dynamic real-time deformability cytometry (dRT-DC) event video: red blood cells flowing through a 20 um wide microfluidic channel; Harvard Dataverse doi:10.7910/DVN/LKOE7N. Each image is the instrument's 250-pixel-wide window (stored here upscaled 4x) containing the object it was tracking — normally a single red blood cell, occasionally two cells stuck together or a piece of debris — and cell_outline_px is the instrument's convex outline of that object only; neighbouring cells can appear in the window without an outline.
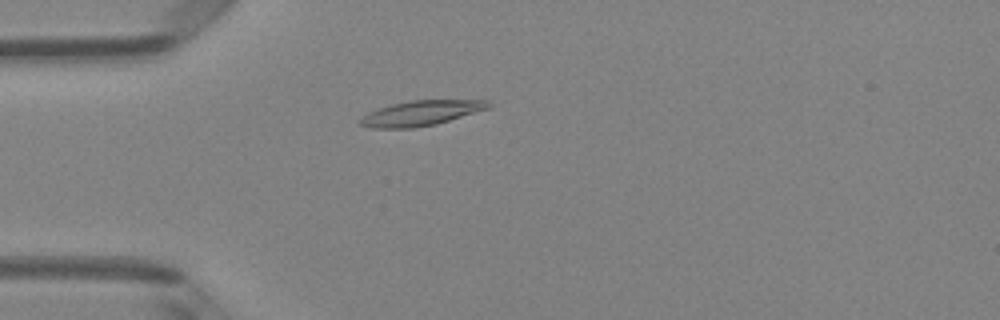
{"species": "Egyptian fruit bat (a non-hibernating species)", "species_latin": "Rousettus aegyptiacus", "temperature_condition": "room temperature", "stored_images_in_passage": 50, "camera_frame_rate_fps": 3000, "um_per_image_px": 0.085, "animal": {"sex": "female"}, "frame": {"image": 1, "passage_image": 14, "time_ms": 4.333, "image_size_px": [1000, 320], "cell_outline_px": [[492, 108], [436, 124], [412, 128], [372, 128], [360, 124], [360, 120], [368, 112], [392, 104], [412, 100], [488, 100], [492, 104]], "centroid_in_image_um": [35.86, 9.61], "position_along_channel_um": 49.1, "area_um2": 18.67}}
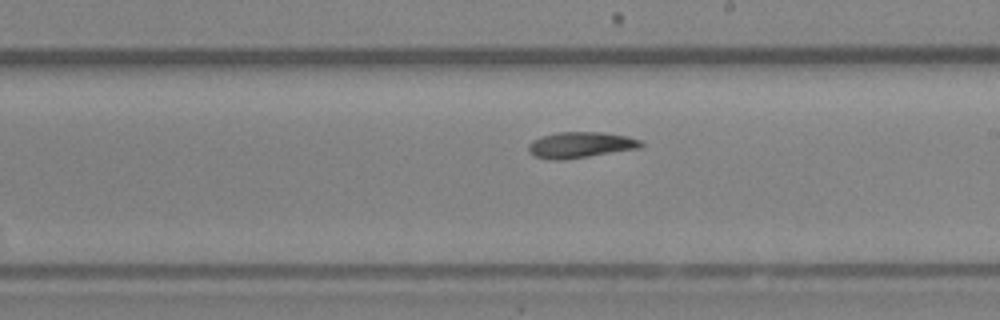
{"frame": {"image": 2, "passage_image": 29, "time_ms": 9.333, "image_size_px": [1000, 320], "cell_outline_px": [[644, 144], [640, 148], [564, 160], [552, 160], [536, 156], [528, 152], [528, 144], [532, 140], [540, 136], [556, 132], [600, 132], [628, 136], [640, 140]], "centroid_in_image_um": [49.32, 12.31], "position_along_channel_um": 239.7, "area_um2": 17.11}}
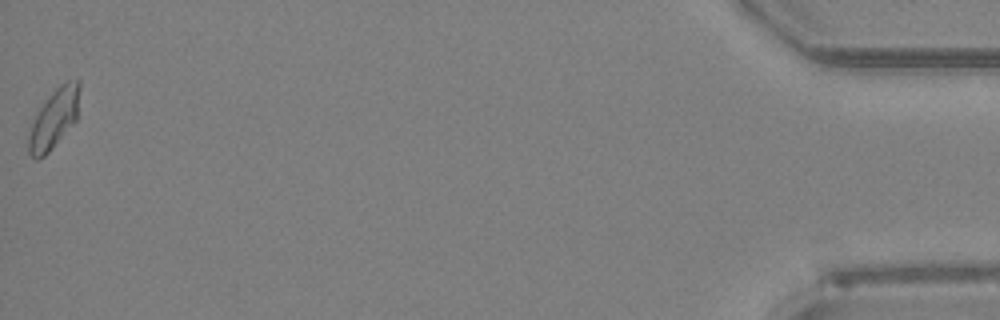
{"frame": {"image": 3, "passage_image": 50, "time_ms": 16.333, "image_size_px": [1000, 320], "cell_outline_px": [[80, 88], [76, 120], [48, 152], [44, 156], [36, 160], [28, 152], [28, 136], [36, 112], [44, 100], [60, 84], [68, 80], [80, 80]], "centroid_in_image_um": [4.58, 10.05], "position_along_channel_um": 430.6, "area_um2": 17.51}, "authors_computed_cell_mechanics": {"area_um2": 17.2244, "velocity_mm_per_s": 4.0936, "shape_relaxation_time_tau1_ms": null, "shape_relaxation_time_tau2_ms": 7.098, "deformation_change_tau1": null, "deformation_change_tau2": 0.1479}}